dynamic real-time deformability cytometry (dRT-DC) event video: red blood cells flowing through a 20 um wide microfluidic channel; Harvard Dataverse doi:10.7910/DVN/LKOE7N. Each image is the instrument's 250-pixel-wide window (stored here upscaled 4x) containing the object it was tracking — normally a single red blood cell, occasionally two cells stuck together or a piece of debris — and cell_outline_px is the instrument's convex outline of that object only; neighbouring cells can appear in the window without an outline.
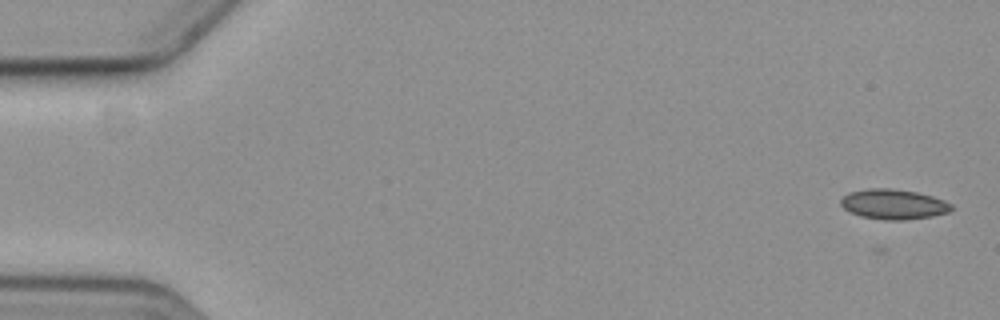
{"species": "common noctule bat (a hibernating species)", "species_latin": "Nyctalus noctula", "temperature_condition": "cold", "stored_images_in_passage": 6, "camera_frame_rate_fps": 3000, "um_per_image_px": 0.085, "animal": {"sex": "female", "body_mass_g": 19.3, "forearm_length_mm": 54.1}, "frame": {"image": 1, "passage_image": 1, "time_ms": 0.0, "image_size_px": [1000, 320], "cell_outline_px": [[952, 208], [948, 212], [932, 216], [904, 220], [884, 220], [860, 216], [844, 208], [840, 204], [840, 200], [848, 192], [868, 188], [888, 188], [916, 192], [932, 196], [944, 200], [952, 204]], "centroid_in_image_um": [75.94, 17.36], "position_along_channel_um": 9.1, "area_um2": 19.31}}